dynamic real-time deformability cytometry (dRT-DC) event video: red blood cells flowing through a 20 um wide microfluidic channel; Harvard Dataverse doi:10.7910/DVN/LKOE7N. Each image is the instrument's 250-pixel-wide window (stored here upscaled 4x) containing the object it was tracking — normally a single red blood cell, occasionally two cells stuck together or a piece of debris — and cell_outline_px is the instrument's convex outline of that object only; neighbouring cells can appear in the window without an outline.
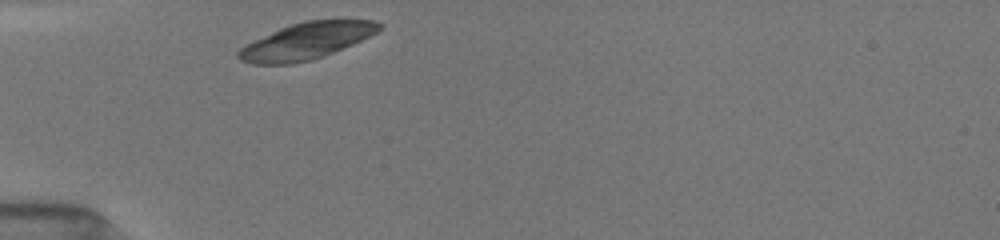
{"species": "common noctule bat (a hibernating species)", "species_latin": "Nyctalus noctula", "temperature_condition": "room temperature", "stored_images_in_passage": 11, "camera_frame_rate_fps": 3000, "um_per_image_px": 0.085, "animal": {"sex": "female", "body_mass_g": 19.5, "forearm_length_mm": 54.1}, "frame": {"image": 1, "passage_image": 1, "time_ms": 0.0, "image_size_px": [1000, 240], "cell_outline_px": [[384, 28], [352, 44], [324, 56], [312, 60], [292, 64], [252, 64], [240, 60], [236, 56], [236, 52], [244, 44], [280, 28], [304, 20], [336, 16], [372, 20], [384, 24]], "centroid_in_image_um": [26.09, 3.43], "position_along_channel_um": 58.9, "area_um2": 30.92}}